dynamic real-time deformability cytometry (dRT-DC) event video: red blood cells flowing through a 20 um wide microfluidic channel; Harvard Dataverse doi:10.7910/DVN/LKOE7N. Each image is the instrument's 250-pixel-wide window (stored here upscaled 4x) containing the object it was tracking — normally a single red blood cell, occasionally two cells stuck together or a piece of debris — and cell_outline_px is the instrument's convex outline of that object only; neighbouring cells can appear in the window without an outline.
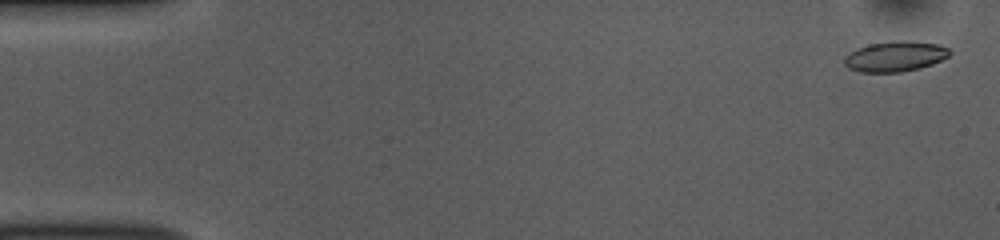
{"species": "common noctule bat (a hibernating species)", "species_latin": "Nyctalus noctula", "temperature_condition": "room temperature", "stored_images_in_passage": 51, "camera_frame_rate_fps": 3000, "um_per_image_px": 0.085, "animal": {"sex": "female", "body_mass_g": 10.0, "forearm_length_mm": 53.1}, "frame": {"image": 1, "passage_image": 2, "time_ms": 0.333, "image_size_px": [1000, 240], "cell_outline_px": [[952, 52], [948, 56], [932, 64], [920, 68], [900, 72], [860, 72], [848, 68], [844, 64], [844, 56], [856, 48], [868, 44], [896, 40], [908, 40], [940, 44], [948, 48]], "centroid_in_image_um": [76.08, 4.78], "position_along_channel_um": 8.9, "area_um2": 18.84}}
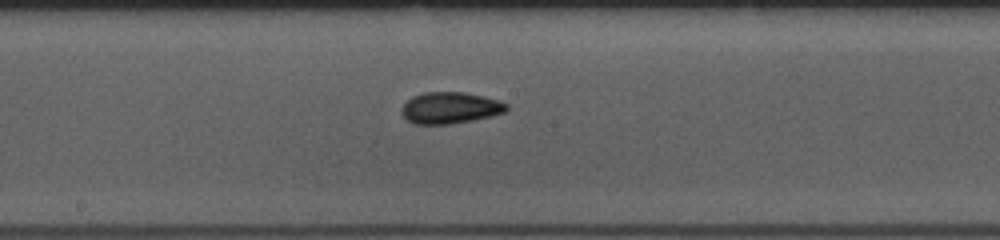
{"frame": {"image": 2, "passage_image": 28, "time_ms": 9.0, "image_size_px": [1000, 240], "cell_outline_px": [[508, 108], [504, 112], [492, 116], [472, 120], [448, 124], [412, 124], [400, 112], [404, 104], [412, 96], [424, 92], [464, 92], [484, 96], [500, 100], [508, 104]], "centroid_in_image_um": [38.27, 9.16], "position_along_channel_um": 209.9, "area_um2": 19.31}}
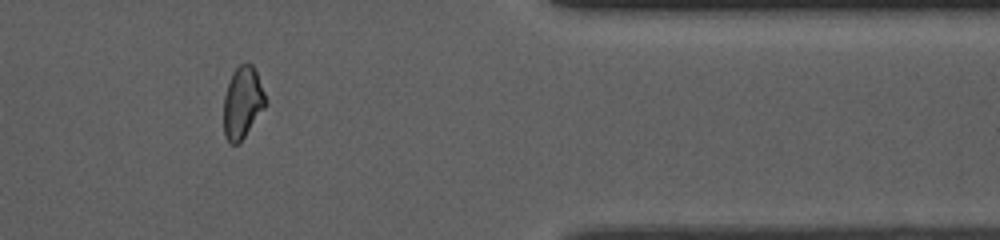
{"frame": {"image": 3, "passage_image": 44, "time_ms": 14.333, "image_size_px": [1000, 240], "cell_outline_px": [[268, 104], [240, 144], [228, 144], [224, 136], [224, 96], [232, 72], [240, 64], [248, 60], [252, 64], [256, 72], [268, 100]], "centroid_in_image_um": [20.64, 8.74], "position_along_channel_um": 390.8, "area_um2": 18.03}, "authors_computed_cell_mechanics": {"area_um2": 18.7272, "velocity_mm_per_s": 3.8073, "shape_relaxation_time_tau1_ms": 6.7552, "shape_relaxation_time_tau2_ms": 2.2815, "deformation_change_tau1": 0.1368, "deformation_change_tau2": 0.0765}}